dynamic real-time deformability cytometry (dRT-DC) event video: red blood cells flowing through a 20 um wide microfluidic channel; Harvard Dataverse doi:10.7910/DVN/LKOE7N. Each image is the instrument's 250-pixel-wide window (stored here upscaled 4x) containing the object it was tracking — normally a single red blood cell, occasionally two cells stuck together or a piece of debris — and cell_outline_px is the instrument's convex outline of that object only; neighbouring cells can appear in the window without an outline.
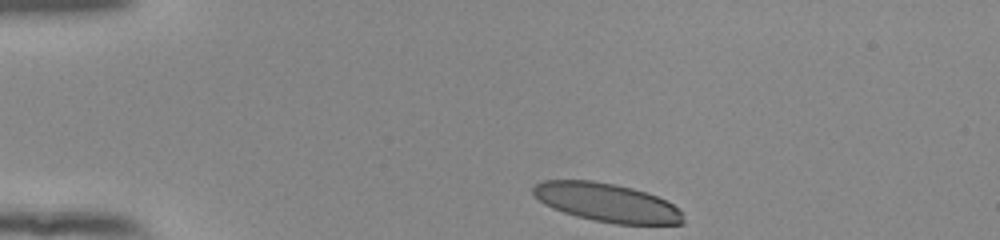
{"species": "human", "species_latin": "Homo sapiens", "temperature_condition": "room temperature", "stored_images_in_passage": 28, "camera_frame_rate_fps": 3000, "um_per_image_px": 0.085, "donor": {"sex": "female"}, "frame": {"image": 1, "passage_image": 1, "time_ms": 0.0, "image_size_px": [1000, 240], "cell_outline_px": [[684, 224], [616, 224], [592, 220], [576, 216], [552, 208], [544, 204], [532, 192], [532, 188], [536, 184], [544, 180], [592, 180], [632, 188], [656, 196], [672, 204], [680, 212], [684, 220]], "centroid_in_image_um": [51.55, 17.22], "position_along_channel_um": 33.5, "area_um2": 33.41}}
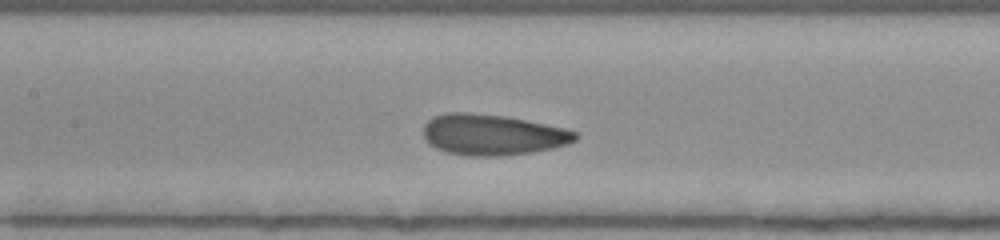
{"frame": {"image": 2, "passage_image": 16, "time_ms": 5.0, "image_size_px": [1000, 240], "cell_outline_px": [[576, 140], [568, 144], [552, 148], [532, 152], [500, 156], [468, 156], [448, 152], [436, 148], [428, 144], [424, 136], [424, 124], [432, 116], [448, 112], [468, 112], [504, 116], [564, 128], [576, 132]], "centroid_in_image_um": [41.82, 11.45], "position_along_channel_um": 165.6, "area_um2": 36.07}}
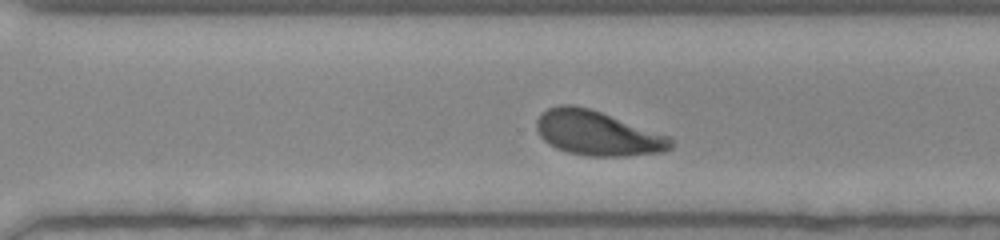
{"frame": {"image": 3, "passage_image": 28, "time_ms": 9.0, "image_size_px": [1000, 240], "cell_outline_px": [[672, 148], [660, 152], [624, 156], [588, 156], [568, 152], [556, 148], [548, 144], [540, 136], [536, 128], [536, 120], [548, 108], [560, 104], [572, 104], [588, 108], [600, 112], [668, 136], [672, 140]], "centroid_in_image_um": [50.73, 11.33], "position_along_channel_um": 319.9, "area_um2": 34.45}}